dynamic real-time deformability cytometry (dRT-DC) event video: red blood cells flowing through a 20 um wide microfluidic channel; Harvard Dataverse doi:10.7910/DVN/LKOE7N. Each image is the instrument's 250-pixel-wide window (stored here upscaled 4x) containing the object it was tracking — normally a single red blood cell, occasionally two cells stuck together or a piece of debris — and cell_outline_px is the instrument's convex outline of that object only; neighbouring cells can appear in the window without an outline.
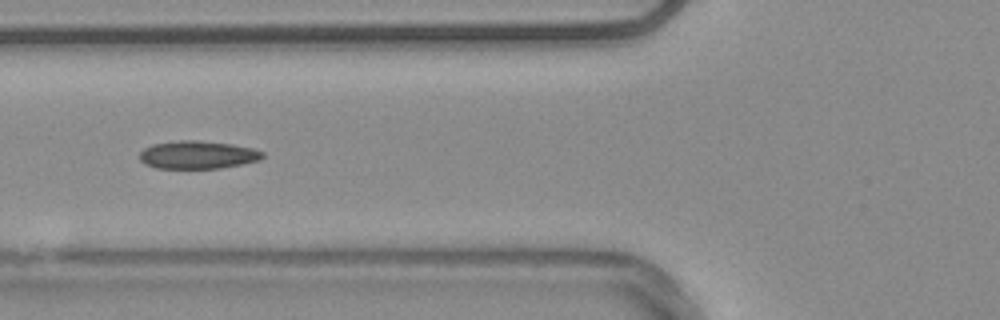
{"species": "common noctule bat (a hibernating species)", "species_latin": "Nyctalus noctula", "temperature_condition": "warm", "stored_images_in_passage": 17, "camera_frame_rate_fps": 3000, "um_per_image_px": 0.085, "animal": {"sex": "male", "body_mass_g": 20.4}, "frame": {"image": 1, "passage_image": 8, "time_ms": 2.333, "image_size_px": [1000, 320], "cell_outline_px": [[264, 156], [260, 160], [220, 168], [156, 168], [144, 164], [140, 160], [140, 152], [144, 148], [152, 144], [180, 140], [196, 140], [232, 144], [252, 148], [264, 152]], "centroid_in_image_um": [16.79, 13.16], "position_along_channel_um": 109.0, "area_um2": 20.0}}